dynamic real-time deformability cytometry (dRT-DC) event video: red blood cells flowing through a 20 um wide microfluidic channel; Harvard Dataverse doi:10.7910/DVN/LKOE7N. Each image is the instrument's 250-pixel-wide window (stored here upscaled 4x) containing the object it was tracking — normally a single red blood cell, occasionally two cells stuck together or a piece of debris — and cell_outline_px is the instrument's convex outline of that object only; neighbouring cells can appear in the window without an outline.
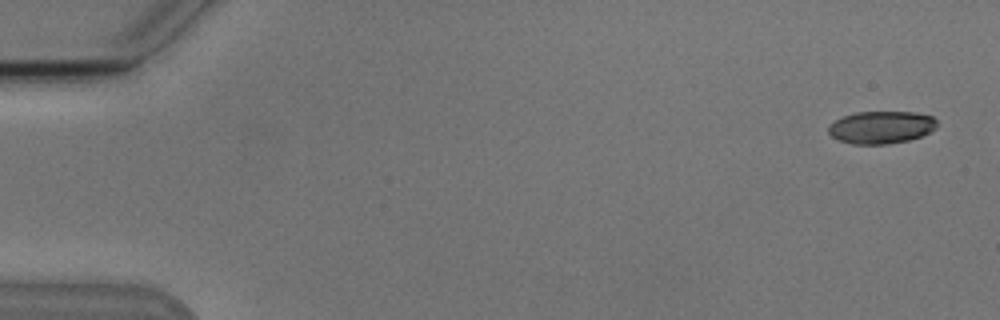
{"species": "Egyptian fruit bat (a non-hibernating species)", "species_latin": "Rousettus aegyptiacus", "temperature_condition": "cold", "stored_images_in_passage": 6, "camera_frame_rate_fps": 3000, "um_per_image_px": 0.085, "animal": {"sex": "male"}, "frame": {"image": 1, "passage_image": 1, "time_ms": 0.0, "image_size_px": [1000, 320], "cell_outline_px": [[936, 128], [920, 136], [908, 140], [888, 144], [852, 144], [840, 140], [832, 136], [828, 132], [828, 128], [836, 120], [844, 116], [856, 112], [916, 112], [932, 116], [936, 120]], "centroid_in_image_um": [74.91, 10.82], "position_along_channel_um": 10.1, "area_um2": 20.35}}